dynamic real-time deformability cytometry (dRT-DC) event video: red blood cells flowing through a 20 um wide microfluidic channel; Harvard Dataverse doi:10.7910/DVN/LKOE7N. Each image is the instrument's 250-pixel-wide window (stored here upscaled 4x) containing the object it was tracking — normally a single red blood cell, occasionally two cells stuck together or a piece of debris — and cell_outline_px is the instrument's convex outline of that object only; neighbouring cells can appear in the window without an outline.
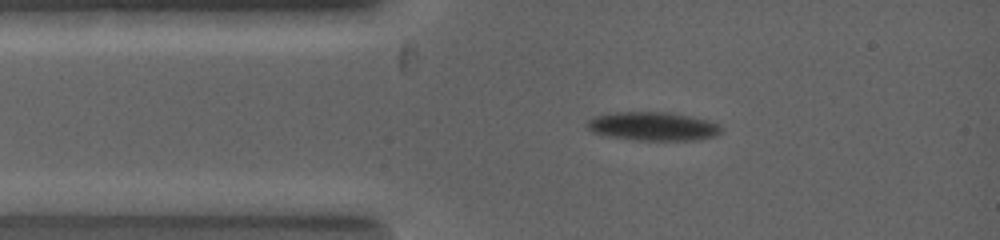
{"species": "common noctule bat (a hibernating species)", "species_latin": "Nyctalus noctula", "temperature_condition": "warm", "stored_images_in_passage": 4, "camera_frame_rate_fps": 5000, "um_per_image_px": 0.085, "animal": {"sex": "female", "body_mass_g": 19.0, "forearm_length_mm": 53.3}, "frame": {"image": 1, "passage_image": 1, "time_ms": 0.0, "image_size_px": [1000, 240], "cell_outline_px": [[724, 132], [716, 136], [700, 140], [636, 140], [604, 136], [592, 132], [584, 124], [588, 120], [596, 116], [608, 112], [668, 112], [692, 116], [708, 120], [720, 124], [724, 128]], "centroid_in_image_um": [55.54, 10.74], "position_along_channel_um": 29.5, "area_um2": 22.95}}
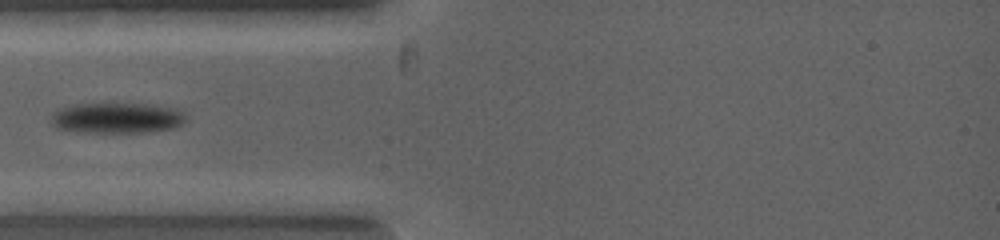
{"frame": {"image": 2, "passage_image": 3, "time_ms": 1.0, "image_size_px": [1000, 240], "cell_outline_px": [[188, 120], [184, 124], [176, 128], [144, 132], [80, 132], [56, 128], [52, 124], [52, 112], [60, 108], [76, 104], [156, 104], [176, 108], [184, 112]], "centroid_in_image_um": [10.01, 10.02], "position_along_channel_um": 75.0, "area_um2": 24.33}}